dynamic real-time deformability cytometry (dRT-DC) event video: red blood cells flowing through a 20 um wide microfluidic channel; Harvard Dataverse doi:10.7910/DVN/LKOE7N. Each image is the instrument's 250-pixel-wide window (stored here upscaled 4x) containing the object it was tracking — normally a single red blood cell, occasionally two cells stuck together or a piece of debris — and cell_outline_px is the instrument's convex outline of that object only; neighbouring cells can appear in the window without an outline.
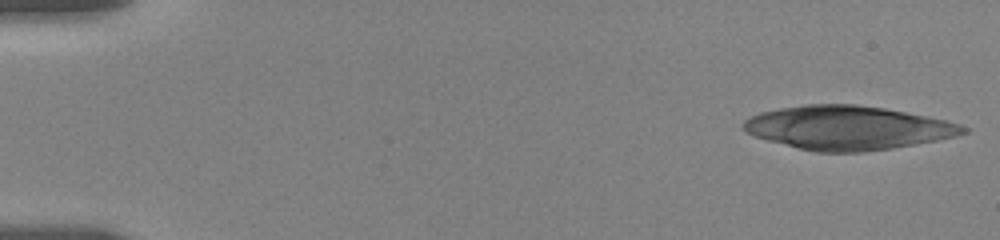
{"species": "human", "species_latin": "Homo sapiens", "temperature_condition": "room temperature", "stored_images_in_passage": 53, "camera_frame_rate_fps": 3000, "um_per_image_px": 0.085, "donor": {"sex": "female"}, "frame": {"image": 1, "passage_image": 1, "time_ms": 0.0, "image_size_px": [1000, 240], "cell_outline_px": [[968, 132], [956, 136], [936, 140], [892, 148], [864, 152], [816, 152], [768, 140], [756, 136], [748, 132], [744, 128], [744, 120], [748, 116], [760, 112], [780, 108], [808, 104], [856, 104], [884, 108], [944, 120], [960, 124], [968, 128]], "centroid_in_image_um": [72.05, 10.86], "position_along_channel_um": 12.9, "area_um2": 55.55}}
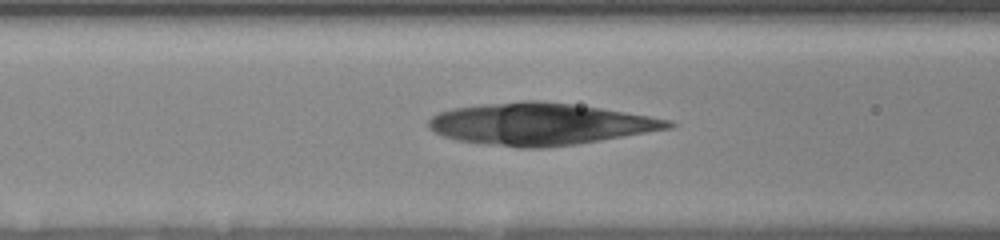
{"frame": {"image": 2, "passage_image": 21, "time_ms": 6.667, "image_size_px": [1000, 240], "cell_outline_px": [[676, 124], [672, 128], [576, 144], [544, 148], [520, 148], [480, 144], [456, 140], [432, 132], [428, 128], [428, 120], [432, 116], [440, 112], [452, 108], [480, 104], [524, 100], [536, 100], [572, 104], [600, 108], [672, 120]], "centroid_in_image_um": [45.85, 10.54], "position_along_channel_um": 120.8, "area_um2": 58.67}}
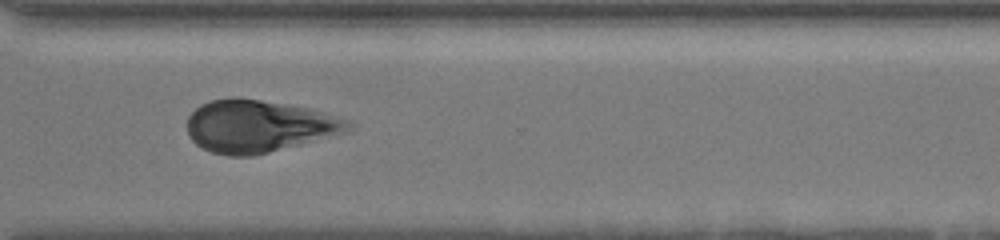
{"frame": {"image": 3, "passage_image": 40, "time_ms": 13.0, "image_size_px": [1000, 240], "cell_outline_px": [[356, 124], [352, 132], [252, 156], [228, 156], [212, 152], [196, 144], [188, 136], [188, 116], [200, 104], [212, 100], [232, 96], [236, 96], [312, 108], [352, 120]], "centroid_in_image_um": [22.09, 10.71], "position_along_channel_um": 348.5, "area_um2": 50.0}}